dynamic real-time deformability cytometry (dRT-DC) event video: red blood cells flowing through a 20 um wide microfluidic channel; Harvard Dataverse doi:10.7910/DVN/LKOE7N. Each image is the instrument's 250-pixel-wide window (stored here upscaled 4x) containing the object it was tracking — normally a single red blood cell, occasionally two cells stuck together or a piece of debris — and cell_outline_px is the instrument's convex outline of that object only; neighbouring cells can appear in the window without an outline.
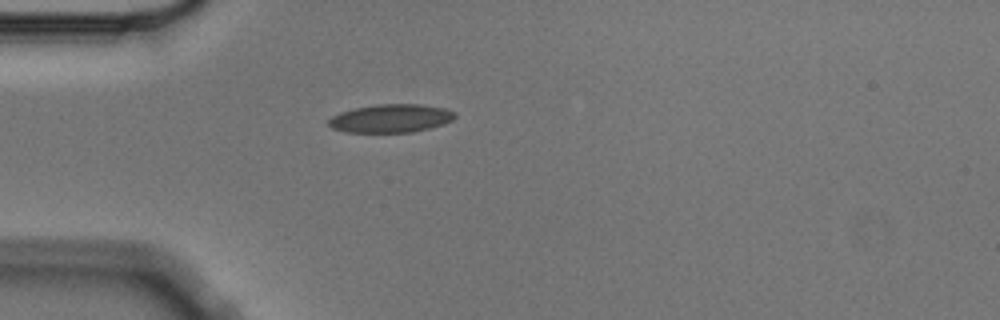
{"species": "Egyptian fruit bat (a non-hibernating species)", "species_latin": "Rousettus aegyptiacus", "temperature_condition": "cold", "stored_images_in_passage": 1, "camera_frame_rate_fps": 3000, "um_per_image_px": 0.085, "animal": {"sex": "male"}, "frame": {"image": 1, "passage_image": 1, "time_ms": 0.0, "image_size_px": [1000, 320], "cell_outline_px": [[456, 116], [452, 120], [444, 124], [412, 132], [344, 132], [332, 128], [328, 124], [328, 120], [332, 116], [340, 112], [356, 108], [376, 104], [420, 104], [444, 108], [456, 112]], "centroid_in_image_um": [33.22, 10.06], "position_along_channel_um": 51.8, "area_um2": 20.81}}